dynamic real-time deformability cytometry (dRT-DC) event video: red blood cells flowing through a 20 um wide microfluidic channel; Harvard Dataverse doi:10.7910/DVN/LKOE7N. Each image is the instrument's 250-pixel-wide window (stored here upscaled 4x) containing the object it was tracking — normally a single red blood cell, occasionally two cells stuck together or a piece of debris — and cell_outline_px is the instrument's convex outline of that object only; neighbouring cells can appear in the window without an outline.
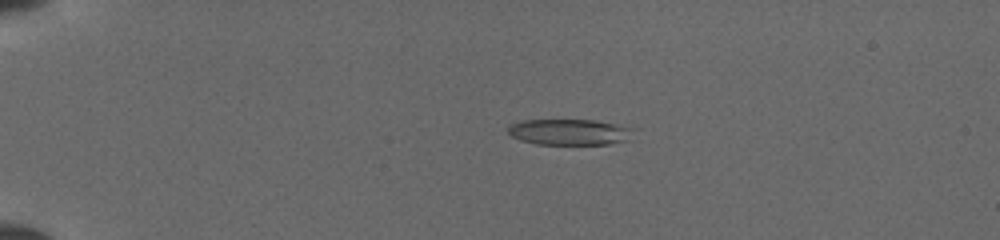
{"species": "common noctule bat (a hibernating species)", "species_latin": "Nyctalus noctula", "temperature_condition": "cold", "stored_images_in_passage": 11, "camera_frame_rate_fps": 3000, "um_per_image_px": 0.085, "animal": {"sex": "female", "body_mass_g": 19.5, "forearm_length_mm": 54.1}, "frame": {"image": 1, "passage_image": 5, "time_ms": 3.333, "image_size_px": [1000, 240], "cell_outline_px": [[640, 128], [628, 140], [608, 144], [536, 144], [520, 140], [512, 136], [508, 132], [508, 128], [512, 124], [520, 120], [596, 120]], "centroid_in_image_um": [48.51, 11.21], "position_along_channel_um": 36.5, "area_um2": 19.31}}
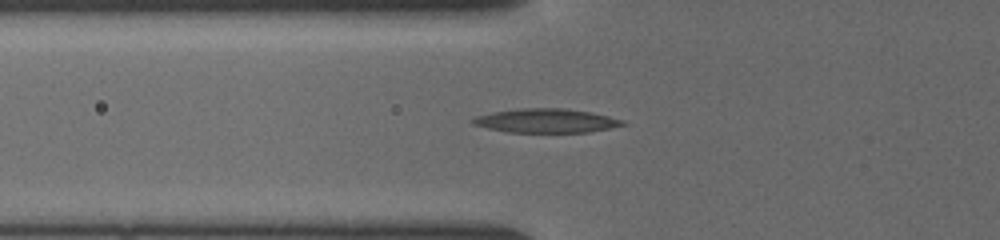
{"frame": {"image": 2, "passage_image": 11, "time_ms": 6.0, "image_size_px": [1000, 240], "cell_outline_px": [[628, 124], [588, 132], [508, 132], [488, 128], [472, 124], [472, 120], [476, 116], [492, 112], [520, 108], [564, 108], [588, 112], [608, 116], [624, 120]], "centroid_in_image_um": [46.41, 10.26], "position_along_channel_um": 79.4, "area_um2": 20.75}}